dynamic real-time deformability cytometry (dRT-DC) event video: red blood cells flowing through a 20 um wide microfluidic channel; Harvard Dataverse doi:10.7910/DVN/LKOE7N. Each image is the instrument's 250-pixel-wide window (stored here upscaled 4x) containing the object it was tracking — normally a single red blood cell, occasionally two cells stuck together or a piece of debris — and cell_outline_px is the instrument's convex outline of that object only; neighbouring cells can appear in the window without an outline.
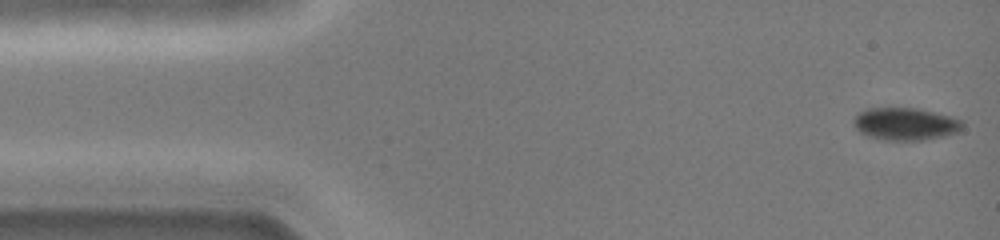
{"species": "common noctule bat (a hibernating species)", "species_latin": "Nyctalus noctula", "temperature_condition": "cold", "stored_images_in_passage": 45, "camera_frame_rate_fps": 3000, "um_per_image_px": 0.085, "animal": {"sex": "female", "body_mass_g": 19.0, "forearm_length_mm": 51.5}, "frame": {"image": 1, "passage_image": 1, "time_ms": 0.0, "image_size_px": [1000, 240], "cell_outline_px": [[964, 124], [956, 132], [944, 136], [924, 140], [884, 140], [868, 136], [860, 132], [852, 124], [852, 120], [860, 112], [868, 108], [916, 108], [936, 112], [952, 116], [964, 120]], "centroid_in_image_um": [76.96, 10.53], "position_along_channel_um": 8.0, "area_um2": 20.69}}
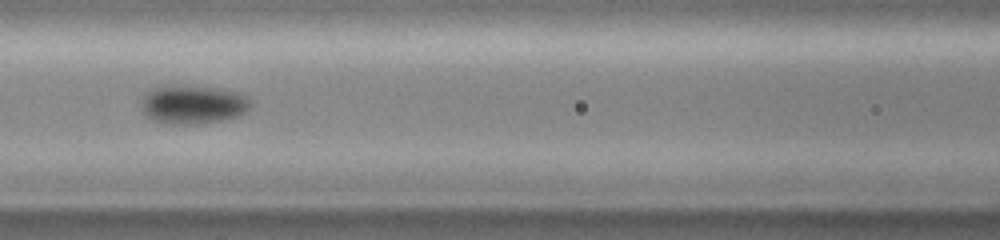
{"frame": {"image": 2, "passage_image": 19, "time_ms": 6.0, "image_size_px": [1000, 240], "cell_outline_px": [[252, 104], [244, 112], [236, 116], [220, 120], [196, 124], [164, 124], [152, 120], [140, 108], [144, 92], [152, 88], [168, 84], [172, 84], [220, 88], [236, 92], [248, 96], [252, 100]], "centroid_in_image_um": [16.35, 8.86], "position_along_channel_um": 150.2, "area_um2": 25.09}}
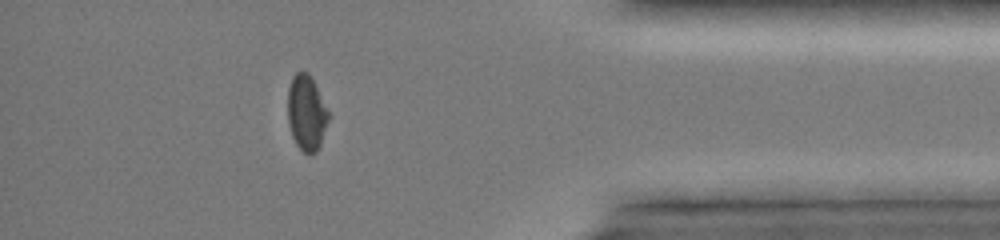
{"frame": {"image": 3, "passage_image": 39, "time_ms": 12.667, "image_size_px": [1000, 240], "cell_outline_px": [[332, 116], [320, 144], [316, 152], [304, 152], [296, 144], [292, 136], [288, 124], [288, 88], [292, 76], [296, 72], [308, 72], [312, 76]], "centroid_in_image_um": [26.08, 9.55], "position_along_channel_um": 409.1, "area_um2": 18.32}, "authors_computed_cell_mechanics": {"area_um2": 21.5016, "velocity_mm_per_s": 4.1867, "shape_relaxation_time_tau1_ms": 3.9002, "shape_relaxation_time_tau2_ms": null, "deformation_change_tau1": 0.076, "deformation_change_tau2": null}}